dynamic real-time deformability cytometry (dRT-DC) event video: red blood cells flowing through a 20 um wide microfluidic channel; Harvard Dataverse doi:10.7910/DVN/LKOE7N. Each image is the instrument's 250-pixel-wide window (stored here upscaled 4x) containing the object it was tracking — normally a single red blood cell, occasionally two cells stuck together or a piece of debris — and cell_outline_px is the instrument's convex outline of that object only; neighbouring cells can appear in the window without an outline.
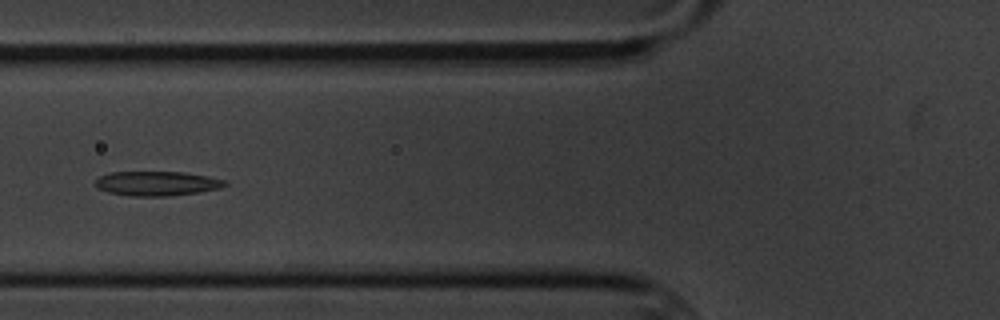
{"species": "common noctule bat (a hibernating species)", "species_latin": "Nyctalus noctula", "temperature_condition": "cold", "stored_images_in_passage": 5, "camera_frame_rate_fps": 3000, "um_per_image_px": 0.085, "animal": {"sex": "male", "body_mass_g": 20.1, "forearm_length_mm": 53.5}, "frame": {"image": 1, "passage_image": 5, "time_ms": 4.667, "image_size_px": [1000, 320], "cell_outline_px": [[228, 184], [220, 188], [200, 192], [168, 196], [132, 196], [108, 192], [96, 188], [96, 180], [100, 176], [112, 172], [184, 172], [208, 176], [224, 180]], "centroid_in_image_um": [13.34, 15.6], "position_along_channel_um": 112.5, "area_um2": 18.44}}